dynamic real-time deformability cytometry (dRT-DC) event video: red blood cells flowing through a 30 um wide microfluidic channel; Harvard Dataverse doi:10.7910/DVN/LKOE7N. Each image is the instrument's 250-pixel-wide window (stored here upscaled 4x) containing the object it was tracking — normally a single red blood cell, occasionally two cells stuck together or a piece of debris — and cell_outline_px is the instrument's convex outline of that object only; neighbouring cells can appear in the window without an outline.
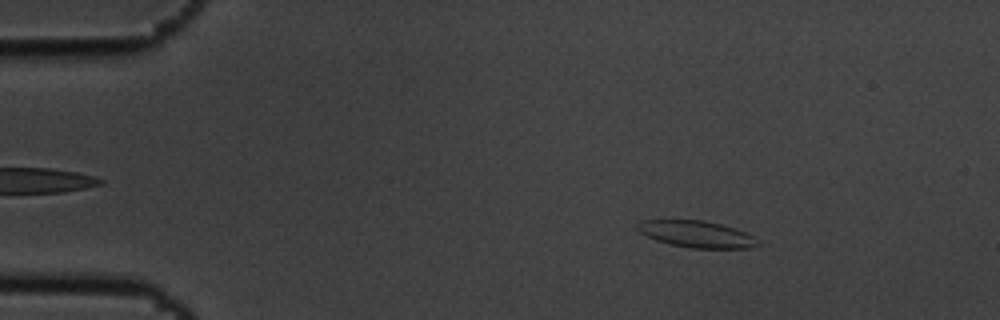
{"species": "common noctule bat (a hibernating species)", "species_latin": "Nyctalus noctula", "temperature_condition": "cold", "stored_images_in_passage": 4, "camera_frame_rate_fps": 3000, "um_per_image_px": 0.085, "animal": {"sex": "male", "body_mass_g": 19.5, "forearm_length_mm": 54.6}, "frame": {"image": 1, "passage_image": 1, "time_ms": 0.0, "image_size_px": [1000, 320], "cell_outline_px": [[764, 244], [756, 248], [688, 248], [656, 240], [640, 232], [636, 228], [636, 224], [644, 220], [704, 220], [720, 224], [744, 232], [752, 236]], "centroid_in_image_um": [59.25, 19.91], "position_along_channel_um": 25.7, "area_um2": 18.67}}